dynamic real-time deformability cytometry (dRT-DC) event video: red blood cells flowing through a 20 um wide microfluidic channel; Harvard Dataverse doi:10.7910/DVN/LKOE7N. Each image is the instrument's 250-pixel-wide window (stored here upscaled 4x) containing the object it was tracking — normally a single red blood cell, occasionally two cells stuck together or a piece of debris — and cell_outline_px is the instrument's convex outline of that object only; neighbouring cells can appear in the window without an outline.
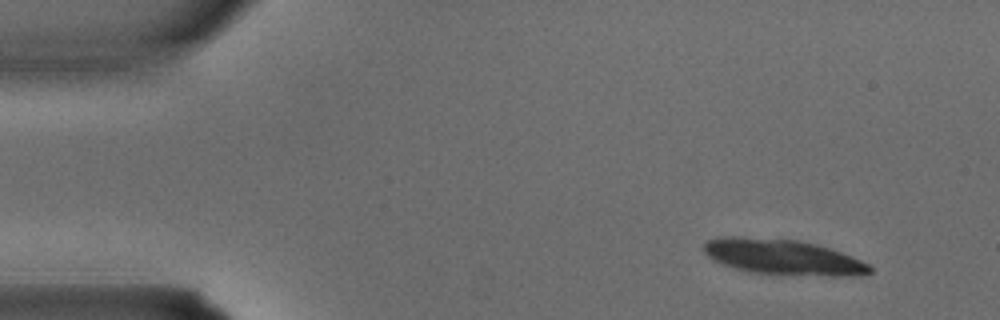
{"species": "common noctule bat (a hibernating species)", "species_latin": "Nyctalus noctula", "temperature_condition": "warm", "stored_images_in_passage": 4, "segment_of_instrument_passage": [2, 2], "camera_frame_rate_fps": 3000, "um_per_image_px": 0.085, "animal": {"sex": "male", "body_mass_g": 15.6}, "frame": {"image": 1, "passage_image": 4, "time_ms": 1.0, "image_size_px": [1000, 320], "cell_outline_px": [[872, 272], [864, 276], [832, 276], [748, 272], [712, 260], [704, 252], [704, 244], [708, 240], [720, 236], [736, 236], [796, 240], [816, 244], [852, 256], [868, 264], [872, 268]], "centroid_in_image_um": [66.56, 21.85], "position_along_channel_um": 18.4, "area_um2": 34.1}}